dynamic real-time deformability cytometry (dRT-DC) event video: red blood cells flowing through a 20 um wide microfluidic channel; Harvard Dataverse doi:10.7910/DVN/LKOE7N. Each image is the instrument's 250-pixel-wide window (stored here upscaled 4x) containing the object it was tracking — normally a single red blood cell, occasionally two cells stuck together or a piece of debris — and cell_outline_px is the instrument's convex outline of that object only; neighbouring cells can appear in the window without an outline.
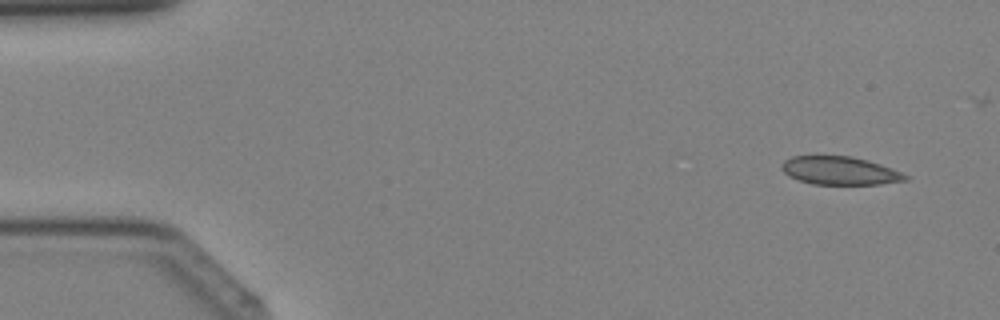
{"species": "Egyptian fruit bat (a non-hibernating species)", "species_latin": "Rousettus aegyptiacus", "temperature_condition": "cold", "stored_images_in_passage": 33, "camera_frame_rate_fps": 3000, "um_per_image_px": 0.085, "animal": {"sex": "female"}, "frame": {"image": 1, "passage_image": 3, "time_ms": 0.667, "image_size_px": [1000, 320], "cell_outline_px": [[912, 176], [908, 180], [880, 184], [812, 184], [788, 176], [780, 168], [780, 164], [784, 160], [792, 156], [852, 156], [868, 160], [892, 168]], "centroid_in_image_um": [71.41, 14.5], "position_along_channel_um": 13.6, "area_um2": 20.52}}
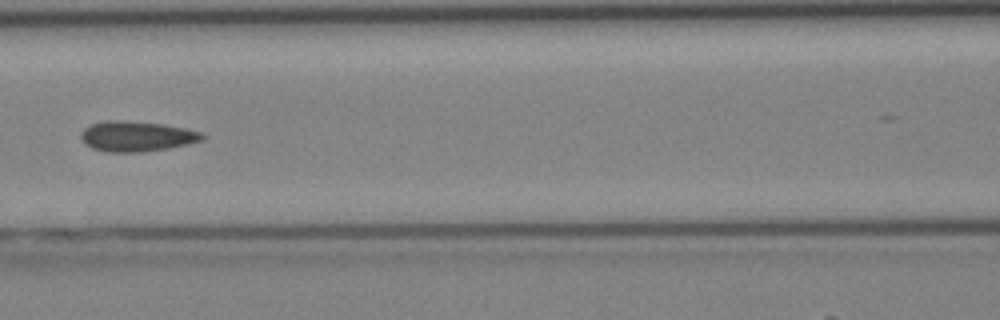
{"frame": {"image": 2, "passage_image": 18, "time_ms": 5.667, "image_size_px": [1000, 320], "cell_outline_px": [[204, 136], [200, 140], [188, 144], [168, 148], [140, 152], [108, 152], [92, 148], [84, 144], [80, 136], [80, 132], [84, 128], [92, 124], [104, 120], [116, 120], [164, 124], [184, 128], [200, 132]], "centroid_in_image_um": [11.55, 11.59], "position_along_channel_um": 155.0, "area_um2": 21.27}}
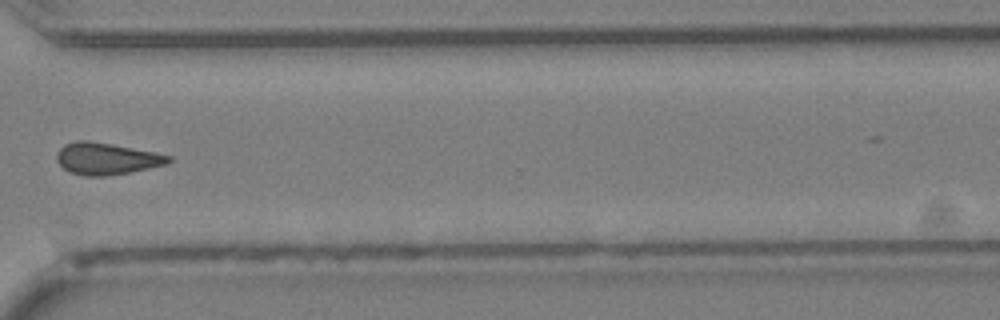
{"frame": {"image": 3, "passage_image": 30, "time_ms": 9.667, "image_size_px": [1000, 320], "cell_outline_px": [[172, 160], [168, 164], [128, 172], [104, 176], [88, 176], [72, 172], [64, 168], [56, 160], [56, 156], [60, 148], [64, 144], [76, 140], [88, 140], [112, 144], [156, 152], [172, 156]], "centroid_in_image_um": [9.07, 13.47], "position_along_channel_um": 361.5, "area_um2": 20.63}}